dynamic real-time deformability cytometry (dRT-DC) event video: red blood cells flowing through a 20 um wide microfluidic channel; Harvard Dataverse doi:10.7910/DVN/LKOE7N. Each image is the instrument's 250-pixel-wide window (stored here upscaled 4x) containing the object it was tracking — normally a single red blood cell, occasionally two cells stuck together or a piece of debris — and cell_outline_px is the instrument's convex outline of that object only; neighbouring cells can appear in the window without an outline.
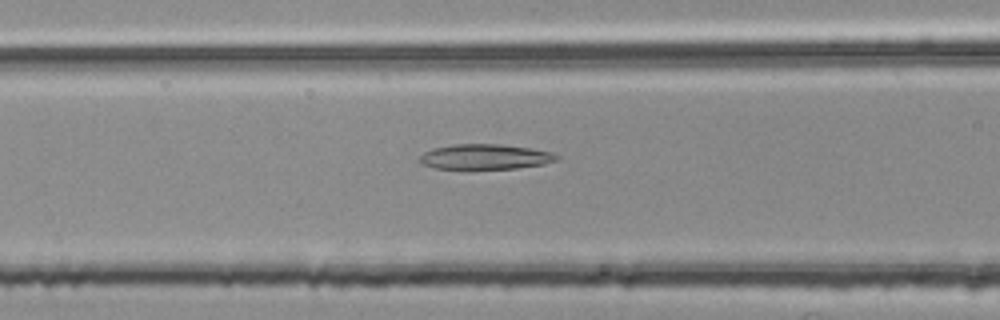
{"species": "common noctule bat (a hibernating species)", "species_latin": "Nyctalus noctula", "temperature_condition": "room temperature", "stored_images_in_passage": 54, "segment_of_instrument_passage": [2, 2], "camera_frame_rate_fps": 3000, "um_per_image_px": 0.085, "animal": {"sex": "female", "body_mass_g": 25.1}, "frame": {"image": 1, "passage_image": 22, "time_ms": 7.0, "image_size_px": [1000, 320], "cell_outline_px": [[560, 156], [556, 160], [544, 164], [516, 168], [436, 168], [424, 164], [420, 160], [420, 156], [424, 152], [432, 148], [452, 144], [500, 144], [528, 148], [552, 152]], "centroid_in_image_um": [41.25, 13.31], "position_along_channel_um": 125.4, "area_um2": 19.77}}
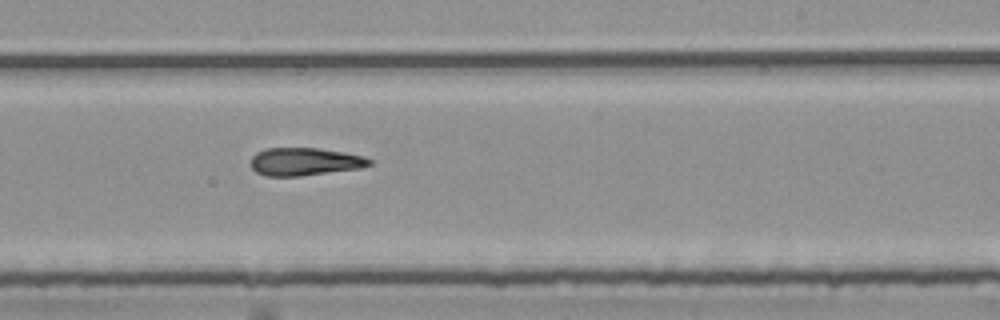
{"frame": {"image": 2, "passage_image": 33, "time_ms": 10.667, "image_size_px": [1000, 320], "cell_outline_px": [[372, 164], [360, 168], [300, 176], [264, 176], [256, 172], [252, 168], [252, 156], [256, 152], [264, 148], [320, 148], [344, 152], [360, 156], [372, 160]], "centroid_in_image_um": [25.87, 13.74], "position_along_channel_um": 263.1, "area_um2": 19.19}}
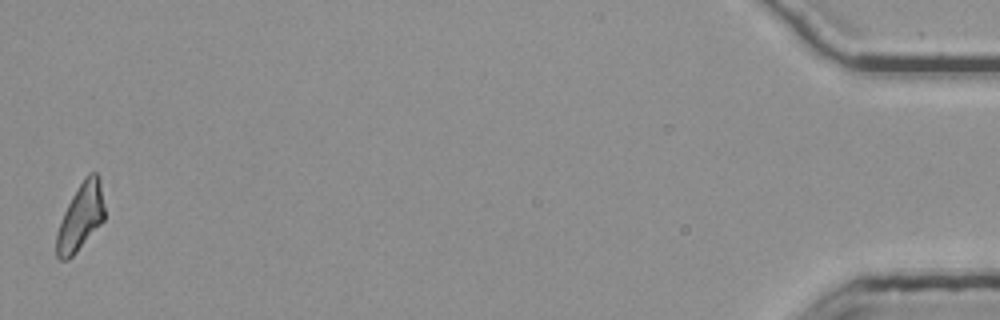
{"frame": {"image": 3, "passage_image": 54, "time_ms": 17.667, "image_size_px": [1000, 320], "cell_outline_px": [[104, 220], [76, 252], [68, 260], [60, 260], [56, 256], [56, 232], [64, 212], [72, 196], [84, 176], [88, 172], [96, 172], [100, 176], [104, 208]], "centroid_in_image_um": [6.85, 18.42], "position_along_channel_um": 428.4, "area_um2": 18.73}}